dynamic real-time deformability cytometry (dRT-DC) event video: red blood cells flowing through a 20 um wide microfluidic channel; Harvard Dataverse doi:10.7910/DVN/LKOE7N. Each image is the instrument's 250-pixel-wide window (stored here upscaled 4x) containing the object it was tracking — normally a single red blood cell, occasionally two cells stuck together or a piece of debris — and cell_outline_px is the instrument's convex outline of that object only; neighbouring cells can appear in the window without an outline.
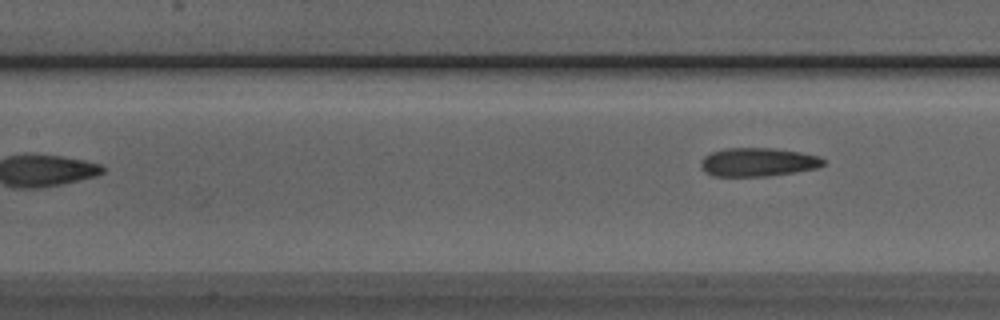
{"species": "Egyptian fruit bat (a non-hibernating species)", "species_latin": "Rousettus aegyptiacus", "temperature_condition": "room temperature", "stored_images_in_passage": 7, "camera_frame_rate_fps": 3000, "um_per_image_px": 0.085, "animal": {"sex": "male"}, "frame": {"image": 1, "passage_image": 7, "time_ms": 2.0, "image_size_px": [1000, 320], "cell_outline_px": [[824, 164], [820, 168], [768, 176], [712, 176], [704, 172], [700, 168], [700, 160], [704, 156], [712, 152], [724, 148], [776, 148], [800, 152], [820, 156], [824, 160]], "centroid_in_image_um": [64.41, 13.78], "position_along_channel_um": 143.0, "area_um2": 20.69}}